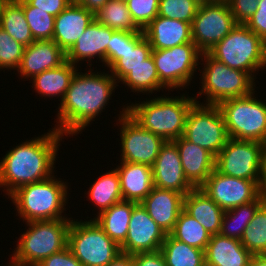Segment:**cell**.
I'll list each match as a JSON object with an SVG mask.
<instances>
[{
    "instance_id": "6da1fadb",
    "label": "cell",
    "mask_w": 266,
    "mask_h": 266,
    "mask_svg": "<svg viewBox=\"0 0 266 266\" xmlns=\"http://www.w3.org/2000/svg\"><path fill=\"white\" fill-rule=\"evenodd\" d=\"M78 71L58 105V125L54 129L66 136L79 134L95 121L93 119L105 109L114 89L119 86L111 73Z\"/></svg>"
},
{
    "instance_id": "7a4b0ae2",
    "label": "cell",
    "mask_w": 266,
    "mask_h": 266,
    "mask_svg": "<svg viewBox=\"0 0 266 266\" xmlns=\"http://www.w3.org/2000/svg\"><path fill=\"white\" fill-rule=\"evenodd\" d=\"M52 130V131H51ZM47 134L22 142L6 153L0 162V187L9 196L19 187L53 175L63 134L51 129Z\"/></svg>"
},
{
    "instance_id": "3957f363",
    "label": "cell",
    "mask_w": 266,
    "mask_h": 266,
    "mask_svg": "<svg viewBox=\"0 0 266 266\" xmlns=\"http://www.w3.org/2000/svg\"><path fill=\"white\" fill-rule=\"evenodd\" d=\"M196 101L185 94L180 97H154L127 105L126 113L142 128L165 141H174L183 136L187 114Z\"/></svg>"
},
{
    "instance_id": "277c9868",
    "label": "cell",
    "mask_w": 266,
    "mask_h": 266,
    "mask_svg": "<svg viewBox=\"0 0 266 266\" xmlns=\"http://www.w3.org/2000/svg\"><path fill=\"white\" fill-rule=\"evenodd\" d=\"M67 189L66 182L52 175L45 180L19 187L8 198L16 206L20 219L26 223L66 219L62 213L66 210Z\"/></svg>"
},
{
    "instance_id": "5b68a950",
    "label": "cell",
    "mask_w": 266,
    "mask_h": 266,
    "mask_svg": "<svg viewBox=\"0 0 266 266\" xmlns=\"http://www.w3.org/2000/svg\"><path fill=\"white\" fill-rule=\"evenodd\" d=\"M71 218L27 222L8 266H36L68 245Z\"/></svg>"
},
{
    "instance_id": "8992f818",
    "label": "cell",
    "mask_w": 266,
    "mask_h": 266,
    "mask_svg": "<svg viewBox=\"0 0 266 266\" xmlns=\"http://www.w3.org/2000/svg\"><path fill=\"white\" fill-rule=\"evenodd\" d=\"M207 53L230 68L248 72L253 78H255L254 73L257 70L266 67L262 38L245 24H237L223 40Z\"/></svg>"
},
{
    "instance_id": "52a82bcc",
    "label": "cell",
    "mask_w": 266,
    "mask_h": 266,
    "mask_svg": "<svg viewBox=\"0 0 266 266\" xmlns=\"http://www.w3.org/2000/svg\"><path fill=\"white\" fill-rule=\"evenodd\" d=\"M215 169L223 175L252 180L263 190L266 145L256 141L229 138L215 157Z\"/></svg>"
},
{
    "instance_id": "ba28073f",
    "label": "cell",
    "mask_w": 266,
    "mask_h": 266,
    "mask_svg": "<svg viewBox=\"0 0 266 266\" xmlns=\"http://www.w3.org/2000/svg\"><path fill=\"white\" fill-rule=\"evenodd\" d=\"M254 93L223 100L218 106L229 138L266 145V102L257 100Z\"/></svg>"
},
{
    "instance_id": "9c48e42d",
    "label": "cell",
    "mask_w": 266,
    "mask_h": 266,
    "mask_svg": "<svg viewBox=\"0 0 266 266\" xmlns=\"http://www.w3.org/2000/svg\"><path fill=\"white\" fill-rule=\"evenodd\" d=\"M201 60H204L205 66L201 71L202 89L198 96L204 93L207 97L205 104L218 105L223 100L247 96L255 90L256 78L248 72L230 68L208 53H202Z\"/></svg>"
},
{
    "instance_id": "30bf717a",
    "label": "cell",
    "mask_w": 266,
    "mask_h": 266,
    "mask_svg": "<svg viewBox=\"0 0 266 266\" xmlns=\"http://www.w3.org/2000/svg\"><path fill=\"white\" fill-rule=\"evenodd\" d=\"M67 246L83 266H107L121 252L120 246L94 219L75 221L72 218Z\"/></svg>"
},
{
    "instance_id": "8fae6325",
    "label": "cell",
    "mask_w": 266,
    "mask_h": 266,
    "mask_svg": "<svg viewBox=\"0 0 266 266\" xmlns=\"http://www.w3.org/2000/svg\"><path fill=\"white\" fill-rule=\"evenodd\" d=\"M183 137L216 157L229 139L219 106L196 101L187 114Z\"/></svg>"
},
{
    "instance_id": "7c38bea8",
    "label": "cell",
    "mask_w": 266,
    "mask_h": 266,
    "mask_svg": "<svg viewBox=\"0 0 266 266\" xmlns=\"http://www.w3.org/2000/svg\"><path fill=\"white\" fill-rule=\"evenodd\" d=\"M202 52L194 43H184L169 49L152 50L159 80L169 89L190 85L197 72ZM197 67V68H196Z\"/></svg>"
},
{
    "instance_id": "4fadbf2b",
    "label": "cell",
    "mask_w": 266,
    "mask_h": 266,
    "mask_svg": "<svg viewBox=\"0 0 266 266\" xmlns=\"http://www.w3.org/2000/svg\"><path fill=\"white\" fill-rule=\"evenodd\" d=\"M237 24L227 1L200 3L191 24L193 43L202 53H207Z\"/></svg>"
},
{
    "instance_id": "5bb4252c",
    "label": "cell",
    "mask_w": 266,
    "mask_h": 266,
    "mask_svg": "<svg viewBox=\"0 0 266 266\" xmlns=\"http://www.w3.org/2000/svg\"><path fill=\"white\" fill-rule=\"evenodd\" d=\"M118 119L121 137V160L129 163H140L153 166L165 140L142 128L133 118L126 113V107L122 108Z\"/></svg>"
},
{
    "instance_id": "9a60e30c",
    "label": "cell",
    "mask_w": 266,
    "mask_h": 266,
    "mask_svg": "<svg viewBox=\"0 0 266 266\" xmlns=\"http://www.w3.org/2000/svg\"><path fill=\"white\" fill-rule=\"evenodd\" d=\"M200 189L224 211L252 202L263 192L252 180L223 175L216 169Z\"/></svg>"
},
{
    "instance_id": "2e32d148",
    "label": "cell",
    "mask_w": 266,
    "mask_h": 266,
    "mask_svg": "<svg viewBox=\"0 0 266 266\" xmlns=\"http://www.w3.org/2000/svg\"><path fill=\"white\" fill-rule=\"evenodd\" d=\"M166 235L151 219L141 203H137L133 207L128 234L120 245V250L130 255L159 251Z\"/></svg>"
},
{
    "instance_id": "e0dca14e",
    "label": "cell",
    "mask_w": 266,
    "mask_h": 266,
    "mask_svg": "<svg viewBox=\"0 0 266 266\" xmlns=\"http://www.w3.org/2000/svg\"><path fill=\"white\" fill-rule=\"evenodd\" d=\"M153 185L186 196L194 187L186 179L177 146L166 141L152 166Z\"/></svg>"
},
{
    "instance_id": "ac0fdd59",
    "label": "cell",
    "mask_w": 266,
    "mask_h": 266,
    "mask_svg": "<svg viewBox=\"0 0 266 266\" xmlns=\"http://www.w3.org/2000/svg\"><path fill=\"white\" fill-rule=\"evenodd\" d=\"M115 31L94 19L66 52V60L77 65L79 61L88 60L89 62L97 56L99 61L101 60L107 67V49L110 47V40Z\"/></svg>"
},
{
    "instance_id": "d6986e66",
    "label": "cell",
    "mask_w": 266,
    "mask_h": 266,
    "mask_svg": "<svg viewBox=\"0 0 266 266\" xmlns=\"http://www.w3.org/2000/svg\"><path fill=\"white\" fill-rule=\"evenodd\" d=\"M184 195L167 189L153 187L152 191L141 202L151 219L169 234L183 210Z\"/></svg>"
},
{
    "instance_id": "ffe728a7",
    "label": "cell",
    "mask_w": 266,
    "mask_h": 266,
    "mask_svg": "<svg viewBox=\"0 0 266 266\" xmlns=\"http://www.w3.org/2000/svg\"><path fill=\"white\" fill-rule=\"evenodd\" d=\"M94 19L92 12L72 2L55 17L52 40L66 53Z\"/></svg>"
},
{
    "instance_id": "44dd1931",
    "label": "cell",
    "mask_w": 266,
    "mask_h": 266,
    "mask_svg": "<svg viewBox=\"0 0 266 266\" xmlns=\"http://www.w3.org/2000/svg\"><path fill=\"white\" fill-rule=\"evenodd\" d=\"M65 61L66 53L52 39L38 40L25 46L21 63L16 70L27 79L45 70L56 68Z\"/></svg>"
},
{
    "instance_id": "7402d4cb",
    "label": "cell",
    "mask_w": 266,
    "mask_h": 266,
    "mask_svg": "<svg viewBox=\"0 0 266 266\" xmlns=\"http://www.w3.org/2000/svg\"><path fill=\"white\" fill-rule=\"evenodd\" d=\"M172 142L179 151L186 179L194 188H200L215 169V157L183 136Z\"/></svg>"
},
{
    "instance_id": "603a6c76",
    "label": "cell",
    "mask_w": 266,
    "mask_h": 266,
    "mask_svg": "<svg viewBox=\"0 0 266 266\" xmlns=\"http://www.w3.org/2000/svg\"><path fill=\"white\" fill-rule=\"evenodd\" d=\"M143 32L152 50L169 49L184 43H193L190 23L159 15L143 29Z\"/></svg>"
},
{
    "instance_id": "cb8c5ba5",
    "label": "cell",
    "mask_w": 266,
    "mask_h": 266,
    "mask_svg": "<svg viewBox=\"0 0 266 266\" xmlns=\"http://www.w3.org/2000/svg\"><path fill=\"white\" fill-rule=\"evenodd\" d=\"M205 266H249L252 254L240 240L212 235L204 250Z\"/></svg>"
},
{
    "instance_id": "d4e9b609",
    "label": "cell",
    "mask_w": 266,
    "mask_h": 266,
    "mask_svg": "<svg viewBox=\"0 0 266 266\" xmlns=\"http://www.w3.org/2000/svg\"><path fill=\"white\" fill-rule=\"evenodd\" d=\"M115 169L120 178L123 200L141 203L152 191L154 185L151 166L121 161Z\"/></svg>"
},
{
    "instance_id": "484cf974",
    "label": "cell",
    "mask_w": 266,
    "mask_h": 266,
    "mask_svg": "<svg viewBox=\"0 0 266 266\" xmlns=\"http://www.w3.org/2000/svg\"><path fill=\"white\" fill-rule=\"evenodd\" d=\"M183 210L197 220L211 236L219 234L225 211L200 188H194L184 196Z\"/></svg>"
},
{
    "instance_id": "4316f807",
    "label": "cell",
    "mask_w": 266,
    "mask_h": 266,
    "mask_svg": "<svg viewBox=\"0 0 266 266\" xmlns=\"http://www.w3.org/2000/svg\"><path fill=\"white\" fill-rule=\"evenodd\" d=\"M136 204L134 201L122 200L93 219L120 246L127 237L130 217Z\"/></svg>"
},
{
    "instance_id": "83f0119b",
    "label": "cell",
    "mask_w": 266,
    "mask_h": 266,
    "mask_svg": "<svg viewBox=\"0 0 266 266\" xmlns=\"http://www.w3.org/2000/svg\"><path fill=\"white\" fill-rule=\"evenodd\" d=\"M152 47L145 38L144 32H129V45L122 53V57L117 59L109 70L116 82H120L132 68L144 63L151 56ZM118 80V81H117Z\"/></svg>"
},
{
    "instance_id": "f1b7e54d",
    "label": "cell",
    "mask_w": 266,
    "mask_h": 266,
    "mask_svg": "<svg viewBox=\"0 0 266 266\" xmlns=\"http://www.w3.org/2000/svg\"><path fill=\"white\" fill-rule=\"evenodd\" d=\"M77 66L67 60L60 66L43 71L33 76L35 91L45 97H59L62 101L68 90L71 80L77 72Z\"/></svg>"
},
{
    "instance_id": "f546056e",
    "label": "cell",
    "mask_w": 266,
    "mask_h": 266,
    "mask_svg": "<svg viewBox=\"0 0 266 266\" xmlns=\"http://www.w3.org/2000/svg\"><path fill=\"white\" fill-rule=\"evenodd\" d=\"M266 201L262 192L254 201L225 211L219 234L240 240L257 209Z\"/></svg>"
},
{
    "instance_id": "4dcf8cb0",
    "label": "cell",
    "mask_w": 266,
    "mask_h": 266,
    "mask_svg": "<svg viewBox=\"0 0 266 266\" xmlns=\"http://www.w3.org/2000/svg\"><path fill=\"white\" fill-rule=\"evenodd\" d=\"M0 27L10 37L24 46L34 42L30 27L25 18L22 5L17 0H7L1 11Z\"/></svg>"
},
{
    "instance_id": "1f68e13d",
    "label": "cell",
    "mask_w": 266,
    "mask_h": 266,
    "mask_svg": "<svg viewBox=\"0 0 266 266\" xmlns=\"http://www.w3.org/2000/svg\"><path fill=\"white\" fill-rule=\"evenodd\" d=\"M89 188L87 193L89 200L99 207L98 214L123 200L120 178L116 169L103 173Z\"/></svg>"
},
{
    "instance_id": "d6a6232c",
    "label": "cell",
    "mask_w": 266,
    "mask_h": 266,
    "mask_svg": "<svg viewBox=\"0 0 266 266\" xmlns=\"http://www.w3.org/2000/svg\"><path fill=\"white\" fill-rule=\"evenodd\" d=\"M167 266H205L204 250L187 245L167 234L160 248Z\"/></svg>"
},
{
    "instance_id": "836d02e7",
    "label": "cell",
    "mask_w": 266,
    "mask_h": 266,
    "mask_svg": "<svg viewBox=\"0 0 266 266\" xmlns=\"http://www.w3.org/2000/svg\"><path fill=\"white\" fill-rule=\"evenodd\" d=\"M100 24L116 31L142 32L134 22L127 3L120 0H109L95 15Z\"/></svg>"
},
{
    "instance_id": "e575fe53",
    "label": "cell",
    "mask_w": 266,
    "mask_h": 266,
    "mask_svg": "<svg viewBox=\"0 0 266 266\" xmlns=\"http://www.w3.org/2000/svg\"><path fill=\"white\" fill-rule=\"evenodd\" d=\"M120 82L127 85L132 92L153 93L167 87L159 80L152 55L144 63L132 68Z\"/></svg>"
},
{
    "instance_id": "d590c367",
    "label": "cell",
    "mask_w": 266,
    "mask_h": 266,
    "mask_svg": "<svg viewBox=\"0 0 266 266\" xmlns=\"http://www.w3.org/2000/svg\"><path fill=\"white\" fill-rule=\"evenodd\" d=\"M173 238L187 245L205 250L211 235L193 217L182 210L173 230L169 233Z\"/></svg>"
},
{
    "instance_id": "8d00e7d4",
    "label": "cell",
    "mask_w": 266,
    "mask_h": 266,
    "mask_svg": "<svg viewBox=\"0 0 266 266\" xmlns=\"http://www.w3.org/2000/svg\"><path fill=\"white\" fill-rule=\"evenodd\" d=\"M240 242L253 256L266 255V201L257 209Z\"/></svg>"
},
{
    "instance_id": "74e56055",
    "label": "cell",
    "mask_w": 266,
    "mask_h": 266,
    "mask_svg": "<svg viewBox=\"0 0 266 266\" xmlns=\"http://www.w3.org/2000/svg\"><path fill=\"white\" fill-rule=\"evenodd\" d=\"M18 2L22 5L34 40H51L54 34L55 17L41 9L32 7L26 0Z\"/></svg>"
},
{
    "instance_id": "f35d334b",
    "label": "cell",
    "mask_w": 266,
    "mask_h": 266,
    "mask_svg": "<svg viewBox=\"0 0 266 266\" xmlns=\"http://www.w3.org/2000/svg\"><path fill=\"white\" fill-rule=\"evenodd\" d=\"M199 6L197 0H159L158 15L192 24Z\"/></svg>"
},
{
    "instance_id": "ab89813d",
    "label": "cell",
    "mask_w": 266,
    "mask_h": 266,
    "mask_svg": "<svg viewBox=\"0 0 266 266\" xmlns=\"http://www.w3.org/2000/svg\"><path fill=\"white\" fill-rule=\"evenodd\" d=\"M25 46L14 40L0 27V70L18 69L24 53Z\"/></svg>"
},
{
    "instance_id": "60d3db41",
    "label": "cell",
    "mask_w": 266,
    "mask_h": 266,
    "mask_svg": "<svg viewBox=\"0 0 266 266\" xmlns=\"http://www.w3.org/2000/svg\"><path fill=\"white\" fill-rule=\"evenodd\" d=\"M127 7L134 22L143 30L158 16L159 0H128Z\"/></svg>"
},
{
    "instance_id": "b9f144b4",
    "label": "cell",
    "mask_w": 266,
    "mask_h": 266,
    "mask_svg": "<svg viewBox=\"0 0 266 266\" xmlns=\"http://www.w3.org/2000/svg\"><path fill=\"white\" fill-rule=\"evenodd\" d=\"M259 0H227L231 13L238 24H245L258 8Z\"/></svg>"
},
{
    "instance_id": "7bdbcfd3",
    "label": "cell",
    "mask_w": 266,
    "mask_h": 266,
    "mask_svg": "<svg viewBox=\"0 0 266 266\" xmlns=\"http://www.w3.org/2000/svg\"><path fill=\"white\" fill-rule=\"evenodd\" d=\"M129 45V32L115 31L110 40V47L107 49V67L109 68L117 59L122 57V53Z\"/></svg>"
},
{
    "instance_id": "ee69618b",
    "label": "cell",
    "mask_w": 266,
    "mask_h": 266,
    "mask_svg": "<svg viewBox=\"0 0 266 266\" xmlns=\"http://www.w3.org/2000/svg\"><path fill=\"white\" fill-rule=\"evenodd\" d=\"M36 266H83L82 263L72 254L67 246L63 250L54 253L43 259Z\"/></svg>"
},
{
    "instance_id": "f6af8a7d",
    "label": "cell",
    "mask_w": 266,
    "mask_h": 266,
    "mask_svg": "<svg viewBox=\"0 0 266 266\" xmlns=\"http://www.w3.org/2000/svg\"><path fill=\"white\" fill-rule=\"evenodd\" d=\"M245 25L260 38L266 36V0L258 1V8Z\"/></svg>"
},
{
    "instance_id": "bcb514c9",
    "label": "cell",
    "mask_w": 266,
    "mask_h": 266,
    "mask_svg": "<svg viewBox=\"0 0 266 266\" xmlns=\"http://www.w3.org/2000/svg\"><path fill=\"white\" fill-rule=\"evenodd\" d=\"M32 7L41 9L54 17L62 12L72 0H26Z\"/></svg>"
},
{
    "instance_id": "7dc6e473",
    "label": "cell",
    "mask_w": 266,
    "mask_h": 266,
    "mask_svg": "<svg viewBox=\"0 0 266 266\" xmlns=\"http://www.w3.org/2000/svg\"><path fill=\"white\" fill-rule=\"evenodd\" d=\"M133 266H167L161 251L138 253L134 255Z\"/></svg>"
},
{
    "instance_id": "c3c4849f",
    "label": "cell",
    "mask_w": 266,
    "mask_h": 266,
    "mask_svg": "<svg viewBox=\"0 0 266 266\" xmlns=\"http://www.w3.org/2000/svg\"><path fill=\"white\" fill-rule=\"evenodd\" d=\"M109 0H72V2L83 6L94 15L108 2Z\"/></svg>"
},
{
    "instance_id": "681fc988",
    "label": "cell",
    "mask_w": 266,
    "mask_h": 266,
    "mask_svg": "<svg viewBox=\"0 0 266 266\" xmlns=\"http://www.w3.org/2000/svg\"><path fill=\"white\" fill-rule=\"evenodd\" d=\"M134 255L120 252L107 266H133Z\"/></svg>"
},
{
    "instance_id": "f907efd6",
    "label": "cell",
    "mask_w": 266,
    "mask_h": 266,
    "mask_svg": "<svg viewBox=\"0 0 266 266\" xmlns=\"http://www.w3.org/2000/svg\"><path fill=\"white\" fill-rule=\"evenodd\" d=\"M249 266H266V255L252 256Z\"/></svg>"
},
{
    "instance_id": "816d5d0a",
    "label": "cell",
    "mask_w": 266,
    "mask_h": 266,
    "mask_svg": "<svg viewBox=\"0 0 266 266\" xmlns=\"http://www.w3.org/2000/svg\"><path fill=\"white\" fill-rule=\"evenodd\" d=\"M262 41H263V50L266 55V36L262 39Z\"/></svg>"
},
{
    "instance_id": "f5cc1de1",
    "label": "cell",
    "mask_w": 266,
    "mask_h": 266,
    "mask_svg": "<svg viewBox=\"0 0 266 266\" xmlns=\"http://www.w3.org/2000/svg\"><path fill=\"white\" fill-rule=\"evenodd\" d=\"M199 3H212L215 2V0H197Z\"/></svg>"
},
{
    "instance_id": "db71d44e",
    "label": "cell",
    "mask_w": 266,
    "mask_h": 266,
    "mask_svg": "<svg viewBox=\"0 0 266 266\" xmlns=\"http://www.w3.org/2000/svg\"><path fill=\"white\" fill-rule=\"evenodd\" d=\"M7 0H0V16H1V11H2V7L4 5V3L6 2Z\"/></svg>"
},
{
    "instance_id": "11a10c76",
    "label": "cell",
    "mask_w": 266,
    "mask_h": 266,
    "mask_svg": "<svg viewBox=\"0 0 266 266\" xmlns=\"http://www.w3.org/2000/svg\"><path fill=\"white\" fill-rule=\"evenodd\" d=\"M263 192L266 194V174H265V183H264V189Z\"/></svg>"
},
{
    "instance_id": "9f6ffc18",
    "label": "cell",
    "mask_w": 266,
    "mask_h": 266,
    "mask_svg": "<svg viewBox=\"0 0 266 266\" xmlns=\"http://www.w3.org/2000/svg\"><path fill=\"white\" fill-rule=\"evenodd\" d=\"M120 1H121V2H125V3H127L128 0H120Z\"/></svg>"
}]
</instances>
